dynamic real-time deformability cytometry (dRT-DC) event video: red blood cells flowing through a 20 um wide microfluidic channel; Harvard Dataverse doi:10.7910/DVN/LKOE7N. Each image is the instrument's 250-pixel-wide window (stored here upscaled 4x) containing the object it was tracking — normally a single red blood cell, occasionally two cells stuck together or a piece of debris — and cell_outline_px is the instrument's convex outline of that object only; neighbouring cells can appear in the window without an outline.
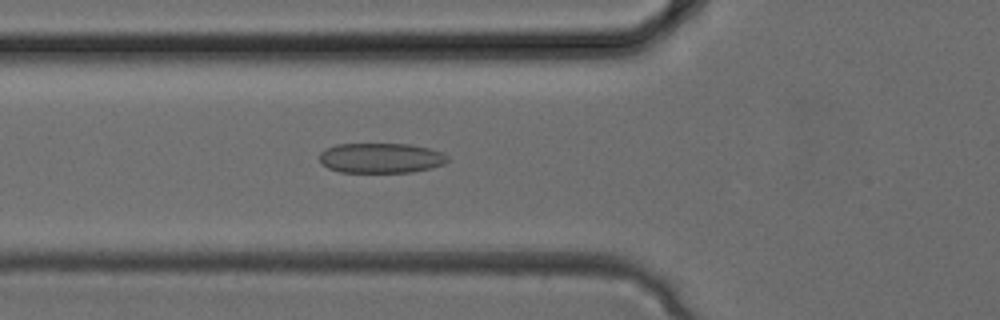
{"species": "common noctule bat (a hibernating species)", "species_latin": "Nyctalus noctula", "temperature_condition": "cold", "stored_images_in_passage": 33, "camera_frame_rate_fps": 3000, "um_per_image_px": 0.085, "animal": {"sex": "female", "body_mass_g": 24.6, "forearm_length_mm": 56.2}, "frame": {"image": 1, "passage_image": 12, "time_ms": 3.667, "image_size_px": [1000, 320], "cell_outline_px": [[448, 160], [444, 164], [432, 168], [412, 172], [340, 172], [328, 168], [320, 164], [320, 152], [324, 148], [336, 144], [412, 144], [444, 152], [448, 156]], "centroid_in_image_um": [32.37, 13.43], "position_along_channel_um": 93.4, "area_um2": 22.72}}
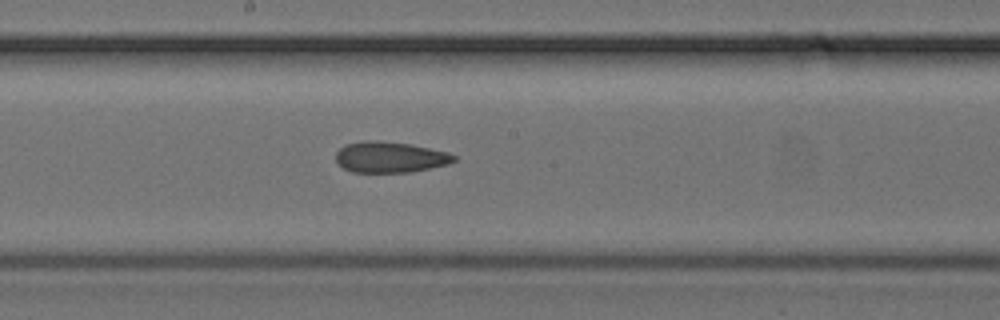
{"frame": {"image": 2, "passage_image": 18, "time_ms": 5.667, "image_size_px": [1000, 320], "cell_outline_px": [[456, 160], [448, 164], [412, 172], [352, 172], [344, 168], [336, 160], [336, 152], [344, 144], [372, 140], [376, 140], [408, 144], [448, 152], [456, 156]], "centroid_in_image_um": [33.15, 13.36], "position_along_channel_um": 215.0, "area_um2": 21.1}}
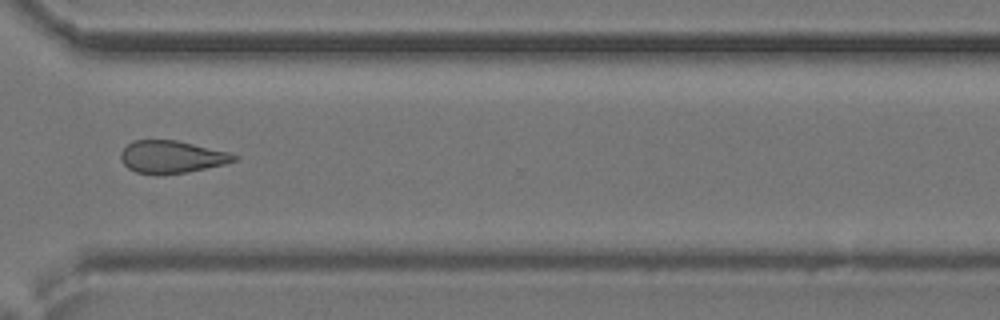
{"frame": {"image": 3, "passage_image": 25, "time_ms": 8.0, "image_size_px": [1000, 320], "cell_outline_px": [[240, 160], [224, 164], [188, 172], [160, 176], [156, 176], [136, 172], [128, 168], [120, 160], [120, 152], [132, 140], [176, 140], [228, 152], [240, 156]], "centroid_in_image_um": [14.58, 13.36], "position_along_channel_um": 356.0, "area_um2": 21.79}}